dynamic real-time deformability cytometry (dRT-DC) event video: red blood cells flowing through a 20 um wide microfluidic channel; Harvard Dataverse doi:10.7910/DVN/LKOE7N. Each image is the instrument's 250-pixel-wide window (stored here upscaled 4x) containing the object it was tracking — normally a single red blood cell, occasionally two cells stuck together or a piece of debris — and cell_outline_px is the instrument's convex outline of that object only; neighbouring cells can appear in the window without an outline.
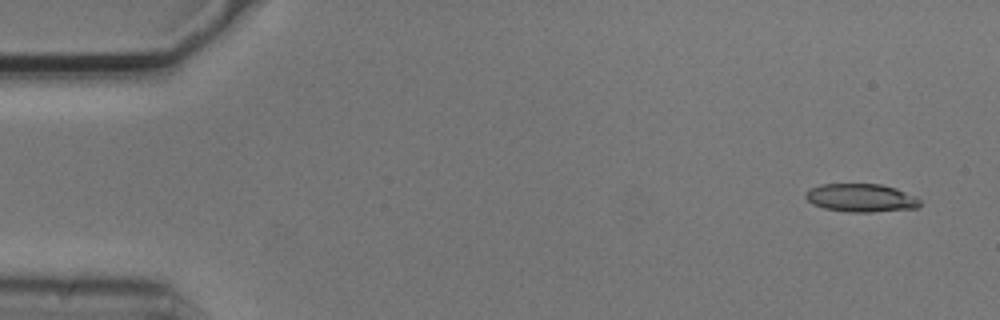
{"species": "common noctule bat (a hibernating species)", "species_latin": "Nyctalus noctula", "temperature_condition": "cold", "stored_images_in_passage": 5, "camera_frame_rate_fps": 3000, "um_per_image_px": 0.085, "animal": {"sex": "male", "body_mass_g": 20.5, "forearm_length_mm": 52.5}, "frame": {"image": 1, "passage_image": 1, "time_ms": 0.0, "image_size_px": [1000, 320], "cell_outline_px": [[920, 204], [916, 208], [872, 212], [848, 212], [824, 208], [812, 204], [804, 196], [804, 192], [808, 188], [820, 184], [880, 184], [896, 188], [916, 196], [920, 200]], "centroid_in_image_um": [73.15, 16.81], "position_along_channel_um": 11.9, "area_um2": 18.96}}
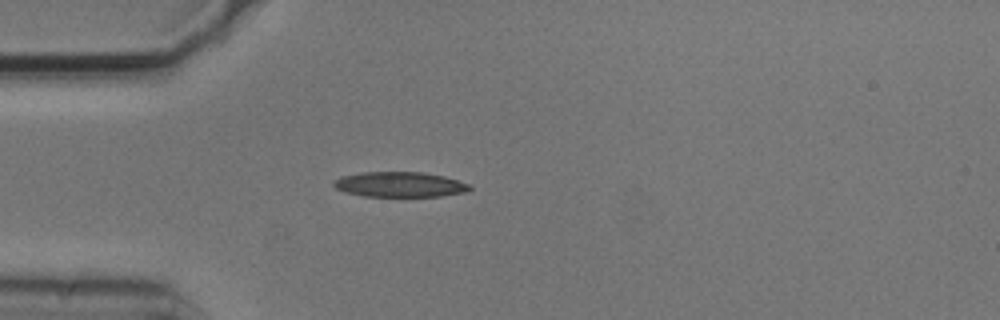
{"frame": {"image": 2, "passage_image": 4, "time_ms": 1.0, "image_size_px": [1000, 320], "cell_outline_px": [[472, 188], [468, 192], [440, 196], [364, 196], [344, 192], [336, 188], [332, 184], [332, 180], [340, 176], [364, 172], [424, 172], [444, 176], [468, 184]], "centroid_in_image_um": [33.95, 15.68], "position_along_channel_um": 51.1, "area_um2": 20.0}}